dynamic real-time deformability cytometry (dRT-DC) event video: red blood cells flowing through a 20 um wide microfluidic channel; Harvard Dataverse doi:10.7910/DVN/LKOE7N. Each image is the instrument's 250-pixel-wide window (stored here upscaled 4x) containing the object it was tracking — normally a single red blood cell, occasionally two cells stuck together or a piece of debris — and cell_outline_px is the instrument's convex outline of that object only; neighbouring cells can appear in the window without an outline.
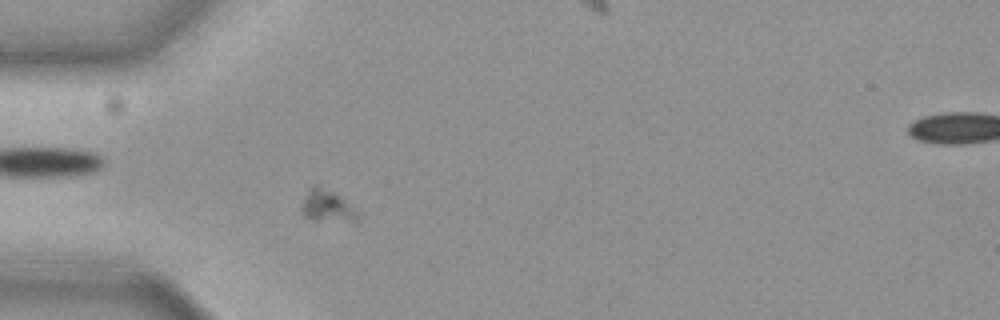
{"species": "common noctule bat (a hibernating species)", "species_latin": "Nyctalus noctula", "temperature_condition": "cold", "stored_images_in_passage": 49, "camera_frame_rate_fps": 3000, "um_per_image_px": 0.085, "animal": {"sex": "female", "body_mass_g": 19.3, "forearm_length_mm": 54.1}, "frame": {"image": 1, "passage_image": 8, "time_ms": 2.333, "image_size_px": [1000, 320], "cell_outline_px": [[360, 220], [356, 224], [312, 220], [304, 216], [300, 212], [300, 204], [308, 188], [312, 184], [320, 184], [340, 196], [360, 216]], "centroid_in_image_um": [27.78, 17.55], "position_along_channel_um": 57.2, "area_um2": 11.21}}
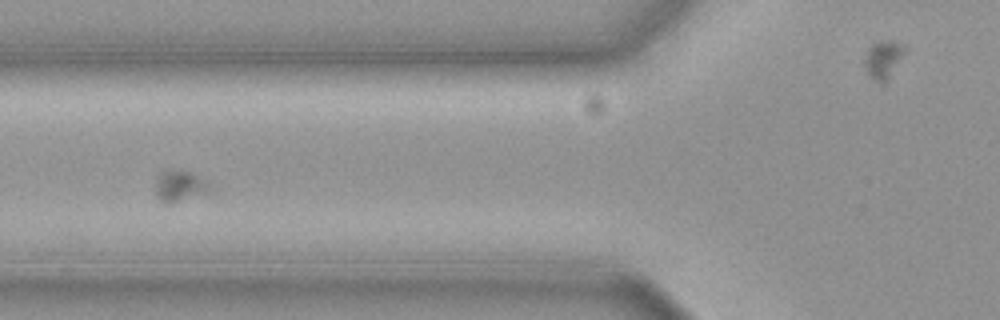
{"frame": {"image": 2, "passage_image": 13, "time_ms": 4.0, "image_size_px": [1000, 320], "cell_outline_px": [[216, 188], [212, 192], [172, 204], [168, 204], [160, 200], [156, 196], [156, 176], [160, 168], [164, 168], [192, 172]], "centroid_in_image_um": [15.3, 15.8], "position_along_channel_um": 110.5, "area_um2": 10.58}}